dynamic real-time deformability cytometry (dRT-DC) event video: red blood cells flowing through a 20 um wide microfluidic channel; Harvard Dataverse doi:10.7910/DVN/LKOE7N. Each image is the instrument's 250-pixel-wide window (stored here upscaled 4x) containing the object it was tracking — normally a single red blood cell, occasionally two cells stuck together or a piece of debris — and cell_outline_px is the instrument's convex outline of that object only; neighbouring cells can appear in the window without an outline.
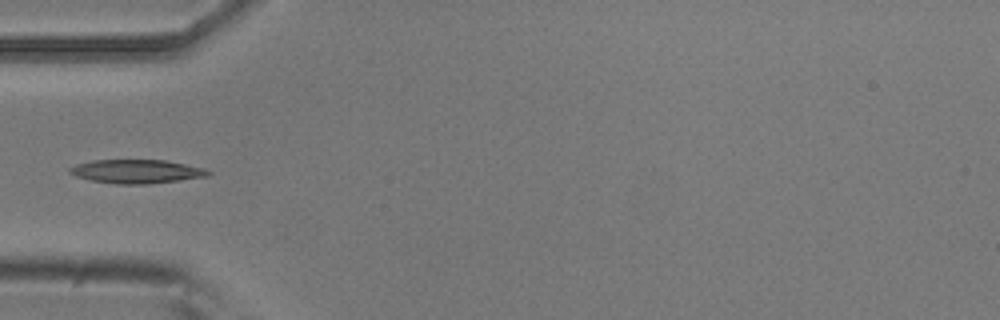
{"species": "common noctule bat (a hibernating species)", "species_latin": "Nyctalus noctula", "temperature_condition": "room temperature", "stored_images_in_passage": 5, "camera_frame_rate_fps": 3000, "um_per_image_px": 0.085, "animal": {"sex": "male", "body_mass_g": 20.5, "forearm_length_mm": 52.5}, "frame": {"image": 1, "passage_image": 5, "time_ms": 1.333, "image_size_px": [1000, 320], "cell_outline_px": [[212, 172], [208, 176], [180, 180], [148, 184], [116, 184], [92, 180], [76, 176], [68, 172], [68, 168], [76, 164], [92, 160], [164, 160], [204, 168]], "centroid_in_image_um": [11.59, 14.57], "position_along_channel_um": 73.4, "area_um2": 19.07}}